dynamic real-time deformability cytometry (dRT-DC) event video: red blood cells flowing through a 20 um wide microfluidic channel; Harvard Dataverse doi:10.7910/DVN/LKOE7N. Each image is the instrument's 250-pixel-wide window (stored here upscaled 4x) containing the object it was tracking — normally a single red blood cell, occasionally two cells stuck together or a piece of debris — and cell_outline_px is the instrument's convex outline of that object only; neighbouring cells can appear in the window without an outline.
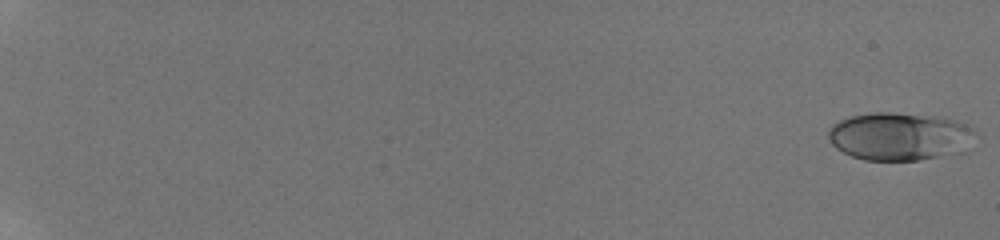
{"species": "human", "species_latin": "Homo sapiens", "temperature_condition": "room temperature", "stored_images_in_passage": 63, "camera_frame_rate_fps": 3000, "um_per_image_px": 0.085, "donor": {"sex": "male"}, "frame": {"image": 1, "passage_image": 1, "time_ms": 0.0, "image_size_px": [1000, 240], "cell_outline_px": [[976, 128], [964, 152], [920, 160], [864, 160], [852, 156], [836, 148], [828, 140], [828, 132], [832, 124], [840, 120], [852, 116], [872, 112], [896, 112], [944, 116], [956, 120]], "centroid_in_image_um": [76.48, 11.57], "position_along_channel_um": 8.5, "area_um2": 41.5}}
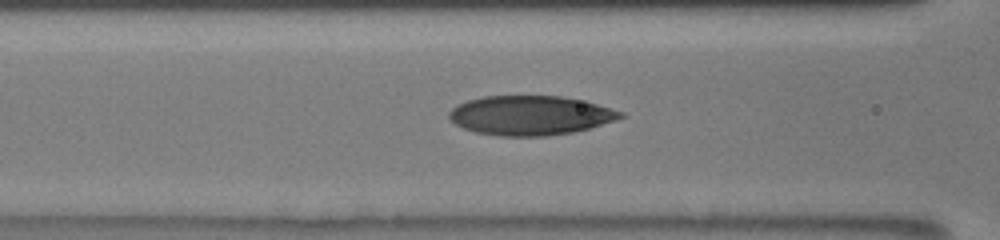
{"frame": {"image": 2, "passage_image": 34, "time_ms": 9.333, "image_size_px": [1000, 240], "cell_outline_px": [[624, 116], [616, 120], [592, 128], [572, 132], [548, 136], [500, 136], [476, 132], [464, 128], [456, 124], [448, 116], [448, 112], [456, 104], [468, 100], [484, 96], [560, 96], [584, 100], [624, 112]], "centroid_in_image_um": [45.09, 9.81], "position_along_channel_um": 121.5, "area_um2": 39.48}}
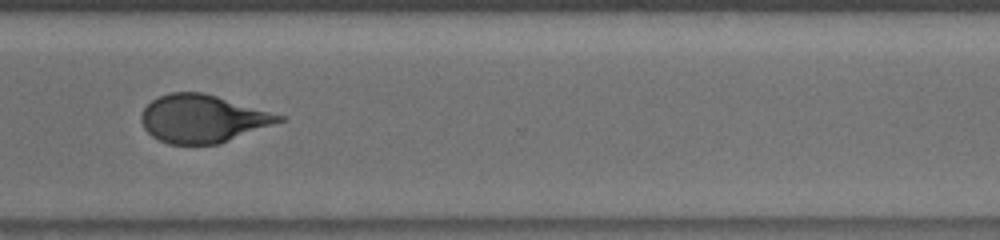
{"frame": {"image": 3, "passage_image": 52, "time_ms": 15.333, "image_size_px": [1000, 240], "cell_outline_px": [[288, 120], [220, 144], [168, 144], [152, 136], [144, 128], [140, 120], [140, 116], [144, 108], [152, 100], [168, 92], [204, 92], [288, 116]], "centroid_in_image_um": [17.3, 10.08], "position_along_channel_um": 353.3, "area_um2": 38.96}, "authors_computed_cell_mechanics": {"area_um2": 38.8416, "velocity_mm_per_s": 3.8745, "shape_relaxation_time_tau1_ms": 4.0735, "shape_relaxation_time_tau2_ms": 1.4546, "deformation_change_tau1": 0.1715, "deformation_change_tau2": 0.0781}}